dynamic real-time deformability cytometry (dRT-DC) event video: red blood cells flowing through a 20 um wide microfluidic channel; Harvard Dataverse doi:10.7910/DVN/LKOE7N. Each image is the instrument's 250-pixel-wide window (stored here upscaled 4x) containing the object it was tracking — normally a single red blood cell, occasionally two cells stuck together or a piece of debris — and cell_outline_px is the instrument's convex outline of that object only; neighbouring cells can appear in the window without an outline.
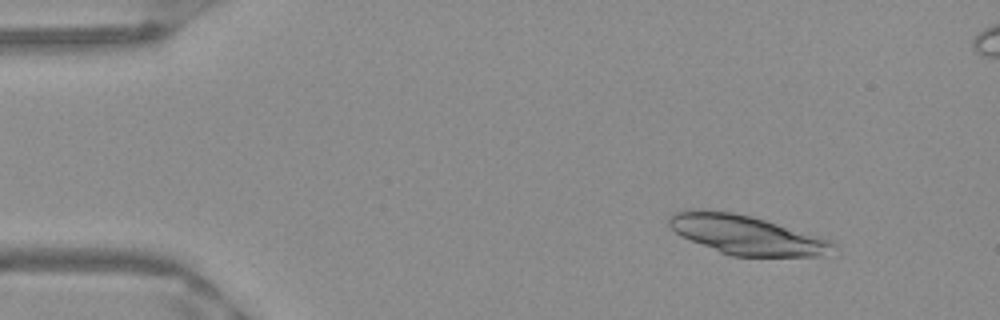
{"species": "Egyptian fruit bat (a non-hibernating species)", "species_latin": "Rousettus aegyptiacus", "temperature_condition": "warm", "stored_images_in_passage": 11, "camera_frame_rate_fps": 3000, "um_per_image_px": 0.085, "frame": {"image": 1, "passage_image": 2, "time_ms": 0.333, "image_size_px": [1000, 320], "cell_outline_px": [[836, 244], [820, 256], [732, 256], [720, 252], [680, 236], [668, 224], [668, 216], [672, 212], [688, 208], [704, 208], [732, 212], [752, 216], [820, 236], [832, 240]], "centroid_in_image_um": [63.34, 19.92], "position_along_channel_um": 21.7, "area_um2": 37.57}}